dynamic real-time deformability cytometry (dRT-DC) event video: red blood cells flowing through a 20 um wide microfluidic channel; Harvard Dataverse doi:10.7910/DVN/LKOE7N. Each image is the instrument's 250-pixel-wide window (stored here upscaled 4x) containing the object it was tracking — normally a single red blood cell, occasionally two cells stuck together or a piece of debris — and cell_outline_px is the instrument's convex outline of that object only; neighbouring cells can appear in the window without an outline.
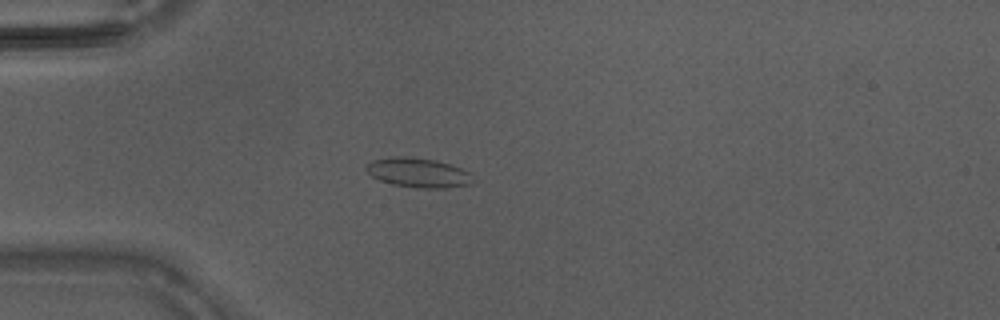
{"species": "Egyptian fruit bat (a non-hibernating species)", "species_latin": "Rousettus aegyptiacus", "temperature_condition": "warm", "stored_images_in_passage": 45, "camera_frame_rate_fps": 3000, "um_per_image_px": 0.085, "animal": {"sex": "male"}, "frame": {"image": 1, "passage_image": 13, "time_ms": 4.0, "image_size_px": [1000, 320], "cell_outline_px": [[472, 184], [444, 188], [416, 188], [392, 184], [380, 180], [372, 176], [364, 168], [372, 160], [392, 156], [404, 156], [436, 160], [472, 172]], "centroid_in_image_um": [35.55, 14.68], "position_along_channel_um": 49.4, "area_um2": 18.38}}
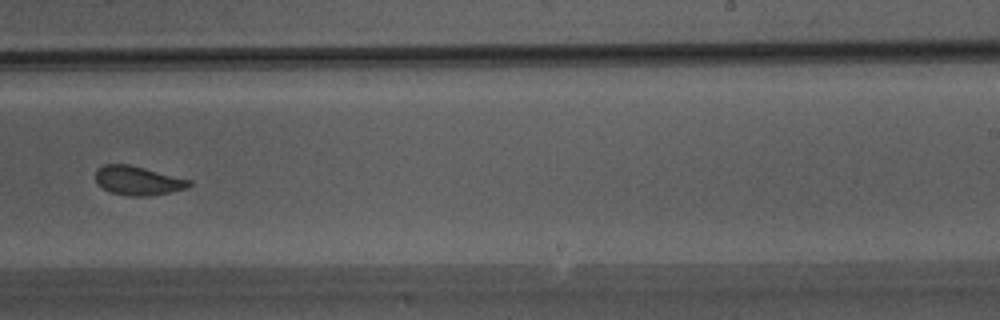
{"frame": {"image": 2, "passage_image": 29, "time_ms": 9.333, "image_size_px": [1000, 320], "cell_outline_px": [[192, 184], [188, 188], [172, 192], [152, 196], [128, 196], [112, 192], [104, 188], [96, 180], [96, 168], [104, 164], [128, 164], [192, 180]], "centroid_in_image_um": [11.76, 15.35], "position_along_channel_um": 277.2, "area_um2": 15.84}}
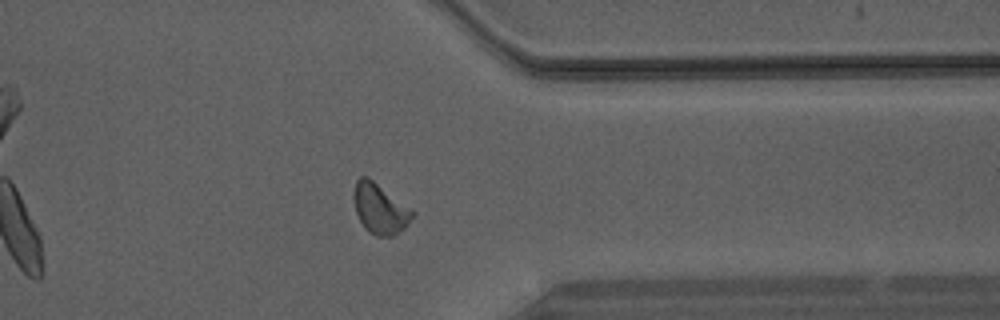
{"frame": {"image": 3, "passage_image": 36, "time_ms": 11.667, "image_size_px": [1000, 320], "cell_outline_px": [[416, 212], [404, 228], [392, 236], [376, 236], [368, 232], [364, 228], [356, 212], [352, 196], [356, 180], [360, 176], [368, 176]], "centroid_in_image_um": [32.27, 17.72], "position_along_channel_um": 379.1, "area_um2": 17.22}}